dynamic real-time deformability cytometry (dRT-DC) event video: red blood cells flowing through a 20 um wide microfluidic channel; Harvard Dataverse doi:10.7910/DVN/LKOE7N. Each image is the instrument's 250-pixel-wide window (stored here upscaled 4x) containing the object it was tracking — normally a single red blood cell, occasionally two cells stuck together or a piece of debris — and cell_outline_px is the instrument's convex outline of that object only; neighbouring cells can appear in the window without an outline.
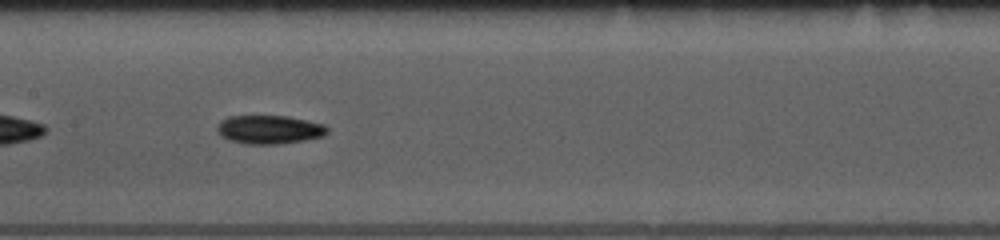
{"species": "common noctule bat (a hibernating species)", "species_latin": "Nyctalus noctula", "temperature_condition": "room temperature", "stored_images_in_passage": 39, "camera_frame_rate_fps": 3000, "um_per_image_px": 0.085, "animal": {"sex": "female", "body_mass_g": 10.0, "forearm_length_mm": 53.1}, "frame": {"image": 1, "passage_image": 12, "time_ms": 3.667, "image_size_px": [1000, 240], "cell_outline_px": [[328, 132], [324, 136], [304, 140], [276, 144], [248, 144], [228, 140], [220, 136], [216, 132], [216, 124], [220, 120], [228, 116], [288, 116], [324, 124], [328, 128]], "centroid_in_image_um": [22.84, 11.01], "position_along_channel_um": 184.6, "area_um2": 18.55}}
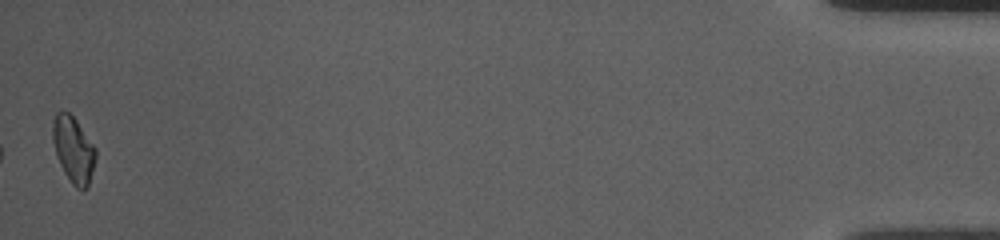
{"frame": {"image": 2, "passage_image": 39, "time_ms": 12.667, "image_size_px": [1000, 240], "cell_outline_px": [[96, 160], [88, 188], [76, 188], [72, 184], [64, 172], [56, 156], [52, 140], [52, 120], [56, 112], [60, 108], [64, 108], [76, 120], [96, 148]], "centroid_in_image_um": [6.22, 12.67], "position_along_channel_um": 429.0, "area_um2": 16.88}, "authors_computed_cell_mechanics": {"area_um2": 17.051, "velocity_mm_per_s": 3.7394, "shape_relaxation_time_tau1_ms": 4.9973, "shape_relaxation_time_tau2_ms": 6.8798, "deformation_change_tau1": 0.1263, "deformation_change_tau2": 0.1139}}